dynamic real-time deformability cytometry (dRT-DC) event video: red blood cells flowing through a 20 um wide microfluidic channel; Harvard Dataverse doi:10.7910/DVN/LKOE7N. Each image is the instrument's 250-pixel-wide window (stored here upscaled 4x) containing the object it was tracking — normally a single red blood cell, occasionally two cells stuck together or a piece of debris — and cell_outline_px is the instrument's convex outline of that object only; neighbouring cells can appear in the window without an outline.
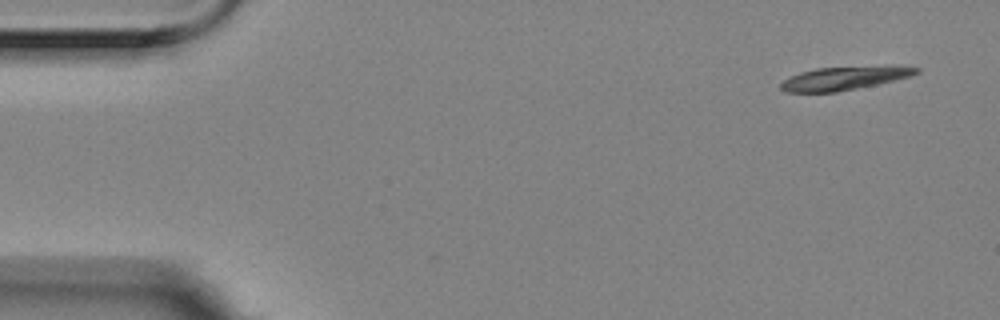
{"species": "Egyptian fruit bat (a non-hibernating species)", "species_latin": "Rousettus aegyptiacus", "temperature_condition": "room temperature", "stored_images_in_passage": 5, "camera_frame_rate_fps": 3000, "um_per_image_px": 0.085, "animal": {"sex": "female"}, "frame": {"image": 1, "passage_image": 1, "time_ms": 0.0, "image_size_px": [1000, 320], "cell_outline_px": [[920, 72], [912, 76], [876, 84], [836, 92], [784, 92], [780, 88], [780, 84], [784, 80], [800, 72], [816, 68], [888, 64], [920, 68]], "centroid_in_image_um": [71.83, 6.62], "position_along_channel_um": 13.2, "area_um2": 18.84}}
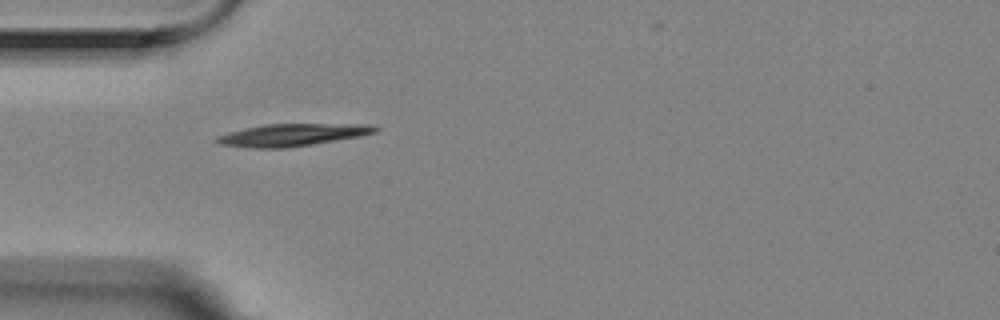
{"frame": {"image": 2, "passage_image": 4, "time_ms": 1.0, "image_size_px": [1000, 320], "cell_outline_px": [[380, 128], [376, 132], [360, 136], [288, 148], [252, 148], [220, 144], [212, 140], [216, 136], [228, 132], [244, 128], [264, 124], [376, 124]], "centroid_in_image_um": [24.84, 11.46], "position_along_channel_um": 60.2, "area_um2": 20.75}}